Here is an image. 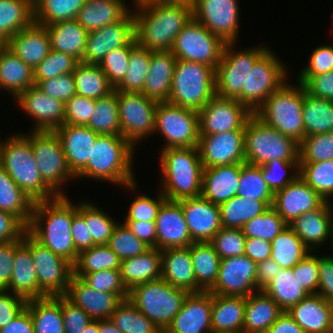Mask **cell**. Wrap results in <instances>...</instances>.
<instances>
[{
	"label": "cell",
	"mask_w": 333,
	"mask_h": 333,
	"mask_svg": "<svg viewBox=\"0 0 333 333\" xmlns=\"http://www.w3.org/2000/svg\"><path fill=\"white\" fill-rule=\"evenodd\" d=\"M73 203L68 196L34 203L33 213L27 232L40 244L49 248L72 265L77 261L72 235Z\"/></svg>",
	"instance_id": "6da1fadb"
},
{
	"label": "cell",
	"mask_w": 333,
	"mask_h": 333,
	"mask_svg": "<svg viewBox=\"0 0 333 333\" xmlns=\"http://www.w3.org/2000/svg\"><path fill=\"white\" fill-rule=\"evenodd\" d=\"M135 149L122 135H99L86 167L76 178L106 181L136 191L137 182L132 169Z\"/></svg>",
	"instance_id": "7a4b0ae2"
},
{
	"label": "cell",
	"mask_w": 333,
	"mask_h": 333,
	"mask_svg": "<svg viewBox=\"0 0 333 333\" xmlns=\"http://www.w3.org/2000/svg\"><path fill=\"white\" fill-rule=\"evenodd\" d=\"M137 42L149 51H171L178 33L193 17L192 5L168 2L133 11Z\"/></svg>",
	"instance_id": "3957f363"
},
{
	"label": "cell",
	"mask_w": 333,
	"mask_h": 333,
	"mask_svg": "<svg viewBox=\"0 0 333 333\" xmlns=\"http://www.w3.org/2000/svg\"><path fill=\"white\" fill-rule=\"evenodd\" d=\"M162 186L170 201L201 196L203 164L198 147L166 148L160 152Z\"/></svg>",
	"instance_id": "277c9868"
},
{
	"label": "cell",
	"mask_w": 333,
	"mask_h": 333,
	"mask_svg": "<svg viewBox=\"0 0 333 333\" xmlns=\"http://www.w3.org/2000/svg\"><path fill=\"white\" fill-rule=\"evenodd\" d=\"M29 132L21 135L14 133L3 140L0 165L34 202L53 199L57 195L40 176L32 152L31 131Z\"/></svg>",
	"instance_id": "5b68a950"
},
{
	"label": "cell",
	"mask_w": 333,
	"mask_h": 333,
	"mask_svg": "<svg viewBox=\"0 0 333 333\" xmlns=\"http://www.w3.org/2000/svg\"><path fill=\"white\" fill-rule=\"evenodd\" d=\"M303 102V84L298 82L294 86L286 81L265 100L255 115L299 144L305 137Z\"/></svg>",
	"instance_id": "8992f818"
},
{
	"label": "cell",
	"mask_w": 333,
	"mask_h": 333,
	"mask_svg": "<svg viewBox=\"0 0 333 333\" xmlns=\"http://www.w3.org/2000/svg\"><path fill=\"white\" fill-rule=\"evenodd\" d=\"M215 95V70L212 67L176 60L168 103L200 111Z\"/></svg>",
	"instance_id": "52a82bcc"
},
{
	"label": "cell",
	"mask_w": 333,
	"mask_h": 333,
	"mask_svg": "<svg viewBox=\"0 0 333 333\" xmlns=\"http://www.w3.org/2000/svg\"><path fill=\"white\" fill-rule=\"evenodd\" d=\"M188 294L161 278L133 287L128 291V299L164 333Z\"/></svg>",
	"instance_id": "ba28073f"
},
{
	"label": "cell",
	"mask_w": 333,
	"mask_h": 333,
	"mask_svg": "<svg viewBox=\"0 0 333 333\" xmlns=\"http://www.w3.org/2000/svg\"><path fill=\"white\" fill-rule=\"evenodd\" d=\"M245 162L261 166L272 160L299 161V144L255 114L245 124Z\"/></svg>",
	"instance_id": "9c48e42d"
},
{
	"label": "cell",
	"mask_w": 333,
	"mask_h": 333,
	"mask_svg": "<svg viewBox=\"0 0 333 333\" xmlns=\"http://www.w3.org/2000/svg\"><path fill=\"white\" fill-rule=\"evenodd\" d=\"M236 43H226L221 61L215 70L216 95L222 98L237 99L242 104V86L255 62L269 49L257 45L234 50Z\"/></svg>",
	"instance_id": "30bf717a"
},
{
	"label": "cell",
	"mask_w": 333,
	"mask_h": 333,
	"mask_svg": "<svg viewBox=\"0 0 333 333\" xmlns=\"http://www.w3.org/2000/svg\"><path fill=\"white\" fill-rule=\"evenodd\" d=\"M31 146L43 182L57 196H66L62 186L76 177L68 167L60 138L54 131H31Z\"/></svg>",
	"instance_id": "8fae6325"
},
{
	"label": "cell",
	"mask_w": 333,
	"mask_h": 333,
	"mask_svg": "<svg viewBox=\"0 0 333 333\" xmlns=\"http://www.w3.org/2000/svg\"><path fill=\"white\" fill-rule=\"evenodd\" d=\"M269 48L253 65L242 86V104L252 113L278 90L288 78V69Z\"/></svg>",
	"instance_id": "7c38bea8"
},
{
	"label": "cell",
	"mask_w": 333,
	"mask_h": 333,
	"mask_svg": "<svg viewBox=\"0 0 333 333\" xmlns=\"http://www.w3.org/2000/svg\"><path fill=\"white\" fill-rule=\"evenodd\" d=\"M154 133H161L166 141L162 149L198 147V111L171 103H158Z\"/></svg>",
	"instance_id": "4fadbf2b"
},
{
	"label": "cell",
	"mask_w": 333,
	"mask_h": 333,
	"mask_svg": "<svg viewBox=\"0 0 333 333\" xmlns=\"http://www.w3.org/2000/svg\"><path fill=\"white\" fill-rule=\"evenodd\" d=\"M224 46L219 37L192 17L178 33L171 52L177 60L203 63L216 70Z\"/></svg>",
	"instance_id": "5bb4252c"
},
{
	"label": "cell",
	"mask_w": 333,
	"mask_h": 333,
	"mask_svg": "<svg viewBox=\"0 0 333 333\" xmlns=\"http://www.w3.org/2000/svg\"><path fill=\"white\" fill-rule=\"evenodd\" d=\"M121 135L134 147L154 135L158 103L140 92L117 90ZM143 138V139H142Z\"/></svg>",
	"instance_id": "9a60e30c"
},
{
	"label": "cell",
	"mask_w": 333,
	"mask_h": 333,
	"mask_svg": "<svg viewBox=\"0 0 333 333\" xmlns=\"http://www.w3.org/2000/svg\"><path fill=\"white\" fill-rule=\"evenodd\" d=\"M239 2L237 0H193V18L225 44L239 38Z\"/></svg>",
	"instance_id": "2e32d148"
},
{
	"label": "cell",
	"mask_w": 333,
	"mask_h": 333,
	"mask_svg": "<svg viewBox=\"0 0 333 333\" xmlns=\"http://www.w3.org/2000/svg\"><path fill=\"white\" fill-rule=\"evenodd\" d=\"M30 252L39 288L47 296L65 295L73 275V265L63 257L54 254L31 235Z\"/></svg>",
	"instance_id": "e0dca14e"
},
{
	"label": "cell",
	"mask_w": 333,
	"mask_h": 333,
	"mask_svg": "<svg viewBox=\"0 0 333 333\" xmlns=\"http://www.w3.org/2000/svg\"><path fill=\"white\" fill-rule=\"evenodd\" d=\"M136 43L135 18L131 10L123 19L88 33L81 62L98 65L111 50Z\"/></svg>",
	"instance_id": "ac0fdd59"
},
{
	"label": "cell",
	"mask_w": 333,
	"mask_h": 333,
	"mask_svg": "<svg viewBox=\"0 0 333 333\" xmlns=\"http://www.w3.org/2000/svg\"><path fill=\"white\" fill-rule=\"evenodd\" d=\"M252 113L237 99L215 95L200 111L199 134L209 135L232 130H245Z\"/></svg>",
	"instance_id": "d6986e66"
},
{
	"label": "cell",
	"mask_w": 333,
	"mask_h": 333,
	"mask_svg": "<svg viewBox=\"0 0 333 333\" xmlns=\"http://www.w3.org/2000/svg\"><path fill=\"white\" fill-rule=\"evenodd\" d=\"M256 275L257 263L245 254L221 259L218 278L209 292L246 298L258 291Z\"/></svg>",
	"instance_id": "ffe728a7"
},
{
	"label": "cell",
	"mask_w": 333,
	"mask_h": 333,
	"mask_svg": "<svg viewBox=\"0 0 333 333\" xmlns=\"http://www.w3.org/2000/svg\"><path fill=\"white\" fill-rule=\"evenodd\" d=\"M245 130L200 135L198 149L204 168L245 162Z\"/></svg>",
	"instance_id": "44dd1931"
},
{
	"label": "cell",
	"mask_w": 333,
	"mask_h": 333,
	"mask_svg": "<svg viewBox=\"0 0 333 333\" xmlns=\"http://www.w3.org/2000/svg\"><path fill=\"white\" fill-rule=\"evenodd\" d=\"M15 101L35 121L31 131H55L64 124L65 103L46 95L36 85L22 92Z\"/></svg>",
	"instance_id": "7402d4cb"
},
{
	"label": "cell",
	"mask_w": 333,
	"mask_h": 333,
	"mask_svg": "<svg viewBox=\"0 0 333 333\" xmlns=\"http://www.w3.org/2000/svg\"><path fill=\"white\" fill-rule=\"evenodd\" d=\"M177 202L181 205L193 242H210L222 228L219 205L202 196Z\"/></svg>",
	"instance_id": "603a6c76"
},
{
	"label": "cell",
	"mask_w": 333,
	"mask_h": 333,
	"mask_svg": "<svg viewBox=\"0 0 333 333\" xmlns=\"http://www.w3.org/2000/svg\"><path fill=\"white\" fill-rule=\"evenodd\" d=\"M212 300L213 294L209 291L189 293L164 333H213Z\"/></svg>",
	"instance_id": "cb8c5ba5"
},
{
	"label": "cell",
	"mask_w": 333,
	"mask_h": 333,
	"mask_svg": "<svg viewBox=\"0 0 333 333\" xmlns=\"http://www.w3.org/2000/svg\"><path fill=\"white\" fill-rule=\"evenodd\" d=\"M325 200L300 176L274 194L272 207L289 225L304 213L319 208Z\"/></svg>",
	"instance_id": "d4e9b609"
},
{
	"label": "cell",
	"mask_w": 333,
	"mask_h": 333,
	"mask_svg": "<svg viewBox=\"0 0 333 333\" xmlns=\"http://www.w3.org/2000/svg\"><path fill=\"white\" fill-rule=\"evenodd\" d=\"M5 290L21 296L25 300L47 297L38 285L30 252V234L27 231L19 240H15L12 276L9 286Z\"/></svg>",
	"instance_id": "484cf974"
},
{
	"label": "cell",
	"mask_w": 333,
	"mask_h": 333,
	"mask_svg": "<svg viewBox=\"0 0 333 333\" xmlns=\"http://www.w3.org/2000/svg\"><path fill=\"white\" fill-rule=\"evenodd\" d=\"M157 249L189 247L193 241L181 205L165 200L155 220Z\"/></svg>",
	"instance_id": "4316f807"
},
{
	"label": "cell",
	"mask_w": 333,
	"mask_h": 333,
	"mask_svg": "<svg viewBox=\"0 0 333 333\" xmlns=\"http://www.w3.org/2000/svg\"><path fill=\"white\" fill-rule=\"evenodd\" d=\"M65 296L82 308L94 321L108 320L123 301L117 294L97 291L75 275L71 276Z\"/></svg>",
	"instance_id": "83f0119b"
},
{
	"label": "cell",
	"mask_w": 333,
	"mask_h": 333,
	"mask_svg": "<svg viewBox=\"0 0 333 333\" xmlns=\"http://www.w3.org/2000/svg\"><path fill=\"white\" fill-rule=\"evenodd\" d=\"M60 138L68 167L76 177L87 165L99 136L87 126L63 124L55 131Z\"/></svg>",
	"instance_id": "f1b7e54d"
},
{
	"label": "cell",
	"mask_w": 333,
	"mask_h": 333,
	"mask_svg": "<svg viewBox=\"0 0 333 333\" xmlns=\"http://www.w3.org/2000/svg\"><path fill=\"white\" fill-rule=\"evenodd\" d=\"M6 46L33 70L51 51L50 36L46 26L33 22L15 33Z\"/></svg>",
	"instance_id": "f546056e"
},
{
	"label": "cell",
	"mask_w": 333,
	"mask_h": 333,
	"mask_svg": "<svg viewBox=\"0 0 333 333\" xmlns=\"http://www.w3.org/2000/svg\"><path fill=\"white\" fill-rule=\"evenodd\" d=\"M305 333H333V306L321 295H308L287 311Z\"/></svg>",
	"instance_id": "4dcf8cb0"
},
{
	"label": "cell",
	"mask_w": 333,
	"mask_h": 333,
	"mask_svg": "<svg viewBox=\"0 0 333 333\" xmlns=\"http://www.w3.org/2000/svg\"><path fill=\"white\" fill-rule=\"evenodd\" d=\"M241 176V163L203 169L201 196L216 205L236 196Z\"/></svg>",
	"instance_id": "1f68e13d"
},
{
	"label": "cell",
	"mask_w": 333,
	"mask_h": 333,
	"mask_svg": "<svg viewBox=\"0 0 333 333\" xmlns=\"http://www.w3.org/2000/svg\"><path fill=\"white\" fill-rule=\"evenodd\" d=\"M330 202L325 201L319 208L302 214L288 225L311 252L317 253L320 246L329 240L333 217V205Z\"/></svg>",
	"instance_id": "d6a6232c"
},
{
	"label": "cell",
	"mask_w": 333,
	"mask_h": 333,
	"mask_svg": "<svg viewBox=\"0 0 333 333\" xmlns=\"http://www.w3.org/2000/svg\"><path fill=\"white\" fill-rule=\"evenodd\" d=\"M176 57L171 51H151L143 93L156 103H168Z\"/></svg>",
	"instance_id": "836d02e7"
},
{
	"label": "cell",
	"mask_w": 333,
	"mask_h": 333,
	"mask_svg": "<svg viewBox=\"0 0 333 333\" xmlns=\"http://www.w3.org/2000/svg\"><path fill=\"white\" fill-rule=\"evenodd\" d=\"M161 250L150 248L141 255L121 261L120 274L123 285L129 291L133 287L162 278Z\"/></svg>",
	"instance_id": "e575fe53"
},
{
	"label": "cell",
	"mask_w": 333,
	"mask_h": 333,
	"mask_svg": "<svg viewBox=\"0 0 333 333\" xmlns=\"http://www.w3.org/2000/svg\"><path fill=\"white\" fill-rule=\"evenodd\" d=\"M162 279L170 285L196 293V279L193 272L190 248L161 250Z\"/></svg>",
	"instance_id": "d590c367"
},
{
	"label": "cell",
	"mask_w": 333,
	"mask_h": 333,
	"mask_svg": "<svg viewBox=\"0 0 333 333\" xmlns=\"http://www.w3.org/2000/svg\"><path fill=\"white\" fill-rule=\"evenodd\" d=\"M244 318L245 297L213 294V333H243Z\"/></svg>",
	"instance_id": "8d00e7d4"
},
{
	"label": "cell",
	"mask_w": 333,
	"mask_h": 333,
	"mask_svg": "<svg viewBox=\"0 0 333 333\" xmlns=\"http://www.w3.org/2000/svg\"><path fill=\"white\" fill-rule=\"evenodd\" d=\"M125 0H86L76 20L87 31L101 29L123 19L132 9Z\"/></svg>",
	"instance_id": "74e56055"
},
{
	"label": "cell",
	"mask_w": 333,
	"mask_h": 333,
	"mask_svg": "<svg viewBox=\"0 0 333 333\" xmlns=\"http://www.w3.org/2000/svg\"><path fill=\"white\" fill-rule=\"evenodd\" d=\"M35 85L34 70L25 64L6 45L0 50V89L9 92L14 100Z\"/></svg>",
	"instance_id": "f35d334b"
},
{
	"label": "cell",
	"mask_w": 333,
	"mask_h": 333,
	"mask_svg": "<svg viewBox=\"0 0 333 333\" xmlns=\"http://www.w3.org/2000/svg\"><path fill=\"white\" fill-rule=\"evenodd\" d=\"M284 311L262 290L245 298L243 333H265Z\"/></svg>",
	"instance_id": "ab89813d"
},
{
	"label": "cell",
	"mask_w": 333,
	"mask_h": 333,
	"mask_svg": "<svg viewBox=\"0 0 333 333\" xmlns=\"http://www.w3.org/2000/svg\"><path fill=\"white\" fill-rule=\"evenodd\" d=\"M51 49L75 57L81 62L88 33L76 19L46 25Z\"/></svg>",
	"instance_id": "60d3db41"
},
{
	"label": "cell",
	"mask_w": 333,
	"mask_h": 333,
	"mask_svg": "<svg viewBox=\"0 0 333 333\" xmlns=\"http://www.w3.org/2000/svg\"><path fill=\"white\" fill-rule=\"evenodd\" d=\"M189 248L196 293L209 291L218 278L221 259L210 242H193Z\"/></svg>",
	"instance_id": "b9f144b4"
},
{
	"label": "cell",
	"mask_w": 333,
	"mask_h": 333,
	"mask_svg": "<svg viewBox=\"0 0 333 333\" xmlns=\"http://www.w3.org/2000/svg\"><path fill=\"white\" fill-rule=\"evenodd\" d=\"M25 308L32 317L34 333H65L61 295L27 300Z\"/></svg>",
	"instance_id": "7bdbcfd3"
},
{
	"label": "cell",
	"mask_w": 333,
	"mask_h": 333,
	"mask_svg": "<svg viewBox=\"0 0 333 333\" xmlns=\"http://www.w3.org/2000/svg\"><path fill=\"white\" fill-rule=\"evenodd\" d=\"M34 203L0 165V210L14 215L27 228Z\"/></svg>",
	"instance_id": "ee69618b"
},
{
	"label": "cell",
	"mask_w": 333,
	"mask_h": 333,
	"mask_svg": "<svg viewBox=\"0 0 333 333\" xmlns=\"http://www.w3.org/2000/svg\"><path fill=\"white\" fill-rule=\"evenodd\" d=\"M273 201H261L234 196L220 205L222 228L242 229L251 219L261 215Z\"/></svg>",
	"instance_id": "f6af8a7d"
},
{
	"label": "cell",
	"mask_w": 333,
	"mask_h": 333,
	"mask_svg": "<svg viewBox=\"0 0 333 333\" xmlns=\"http://www.w3.org/2000/svg\"><path fill=\"white\" fill-rule=\"evenodd\" d=\"M262 291L271 297L283 311H288L309 295L301 287L292 268H281Z\"/></svg>",
	"instance_id": "bcb514c9"
},
{
	"label": "cell",
	"mask_w": 333,
	"mask_h": 333,
	"mask_svg": "<svg viewBox=\"0 0 333 333\" xmlns=\"http://www.w3.org/2000/svg\"><path fill=\"white\" fill-rule=\"evenodd\" d=\"M34 22L33 0H0V39L5 43Z\"/></svg>",
	"instance_id": "7dc6e473"
},
{
	"label": "cell",
	"mask_w": 333,
	"mask_h": 333,
	"mask_svg": "<svg viewBox=\"0 0 333 333\" xmlns=\"http://www.w3.org/2000/svg\"><path fill=\"white\" fill-rule=\"evenodd\" d=\"M303 123L305 136L333 131V100L317 98L304 88Z\"/></svg>",
	"instance_id": "c3c4849f"
},
{
	"label": "cell",
	"mask_w": 333,
	"mask_h": 333,
	"mask_svg": "<svg viewBox=\"0 0 333 333\" xmlns=\"http://www.w3.org/2000/svg\"><path fill=\"white\" fill-rule=\"evenodd\" d=\"M72 74L78 95L96 100L114 91L107 76L96 64L79 62Z\"/></svg>",
	"instance_id": "681fc988"
},
{
	"label": "cell",
	"mask_w": 333,
	"mask_h": 333,
	"mask_svg": "<svg viewBox=\"0 0 333 333\" xmlns=\"http://www.w3.org/2000/svg\"><path fill=\"white\" fill-rule=\"evenodd\" d=\"M310 252V249L289 226L271 241L270 257L281 268H293Z\"/></svg>",
	"instance_id": "f907efd6"
},
{
	"label": "cell",
	"mask_w": 333,
	"mask_h": 333,
	"mask_svg": "<svg viewBox=\"0 0 333 333\" xmlns=\"http://www.w3.org/2000/svg\"><path fill=\"white\" fill-rule=\"evenodd\" d=\"M86 126L98 135H121L117 90L96 99L93 114Z\"/></svg>",
	"instance_id": "816d5d0a"
},
{
	"label": "cell",
	"mask_w": 333,
	"mask_h": 333,
	"mask_svg": "<svg viewBox=\"0 0 333 333\" xmlns=\"http://www.w3.org/2000/svg\"><path fill=\"white\" fill-rule=\"evenodd\" d=\"M86 0H33L34 22L50 25L76 19Z\"/></svg>",
	"instance_id": "f5cc1de1"
},
{
	"label": "cell",
	"mask_w": 333,
	"mask_h": 333,
	"mask_svg": "<svg viewBox=\"0 0 333 333\" xmlns=\"http://www.w3.org/2000/svg\"><path fill=\"white\" fill-rule=\"evenodd\" d=\"M151 51L138 42L131 48L129 66L123 80L114 88L125 92H142L148 69Z\"/></svg>",
	"instance_id": "db71d44e"
},
{
	"label": "cell",
	"mask_w": 333,
	"mask_h": 333,
	"mask_svg": "<svg viewBox=\"0 0 333 333\" xmlns=\"http://www.w3.org/2000/svg\"><path fill=\"white\" fill-rule=\"evenodd\" d=\"M121 260L108 245H95L81 251L73 265V274H89L106 269H120Z\"/></svg>",
	"instance_id": "11a10c76"
},
{
	"label": "cell",
	"mask_w": 333,
	"mask_h": 333,
	"mask_svg": "<svg viewBox=\"0 0 333 333\" xmlns=\"http://www.w3.org/2000/svg\"><path fill=\"white\" fill-rule=\"evenodd\" d=\"M110 320L123 333H162L129 299L123 300L116 307Z\"/></svg>",
	"instance_id": "9f6ffc18"
},
{
	"label": "cell",
	"mask_w": 333,
	"mask_h": 333,
	"mask_svg": "<svg viewBox=\"0 0 333 333\" xmlns=\"http://www.w3.org/2000/svg\"><path fill=\"white\" fill-rule=\"evenodd\" d=\"M300 177L325 201L333 198V159L314 162L300 163Z\"/></svg>",
	"instance_id": "6f0895ef"
},
{
	"label": "cell",
	"mask_w": 333,
	"mask_h": 333,
	"mask_svg": "<svg viewBox=\"0 0 333 333\" xmlns=\"http://www.w3.org/2000/svg\"><path fill=\"white\" fill-rule=\"evenodd\" d=\"M236 196L261 201L274 200V194L264 181L260 166L241 163V176Z\"/></svg>",
	"instance_id": "680465c9"
},
{
	"label": "cell",
	"mask_w": 333,
	"mask_h": 333,
	"mask_svg": "<svg viewBox=\"0 0 333 333\" xmlns=\"http://www.w3.org/2000/svg\"><path fill=\"white\" fill-rule=\"evenodd\" d=\"M286 227L288 224L271 206L264 213L247 222L242 231L246 238H258L271 242Z\"/></svg>",
	"instance_id": "91938a15"
},
{
	"label": "cell",
	"mask_w": 333,
	"mask_h": 333,
	"mask_svg": "<svg viewBox=\"0 0 333 333\" xmlns=\"http://www.w3.org/2000/svg\"><path fill=\"white\" fill-rule=\"evenodd\" d=\"M260 167L263 179L273 194L286 187L300 175L299 161L275 159ZM290 170L291 173H289Z\"/></svg>",
	"instance_id": "94428289"
},
{
	"label": "cell",
	"mask_w": 333,
	"mask_h": 333,
	"mask_svg": "<svg viewBox=\"0 0 333 333\" xmlns=\"http://www.w3.org/2000/svg\"><path fill=\"white\" fill-rule=\"evenodd\" d=\"M299 162L314 163L333 159V131L305 136L299 143Z\"/></svg>",
	"instance_id": "6125c7cd"
},
{
	"label": "cell",
	"mask_w": 333,
	"mask_h": 333,
	"mask_svg": "<svg viewBox=\"0 0 333 333\" xmlns=\"http://www.w3.org/2000/svg\"><path fill=\"white\" fill-rule=\"evenodd\" d=\"M122 261L143 254L151 247L135 236L124 223L115 226L107 244Z\"/></svg>",
	"instance_id": "be15d7a7"
},
{
	"label": "cell",
	"mask_w": 333,
	"mask_h": 333,
	"mask_svg": "<svg viewBox=\"0 0 333 333\" xmlns=\"http://www.w3.org/2000/svg\"><path fill=\"white\" fill-rule=\"evenodd\" d=\"M94 204L85 201V223L93 242L96 245H107L118 222Z\"/></svg>",
	"instance_id": "e7e4bbea"
},
{
	"label": "cell",
	"mask_w": 333,
	"mask_h": 333,
	"mask_svg": "<svg viewBox=\"0 0 333 333\" xmlns=\"http://www.w3.org/2000/svg\"><path fill=\"white\" fill-rule=\"evenodd\" d=\"M79 61L68 54L51 49L46 58L34 69V83L73 73Z\"/></svg>",
	"instance_id": "03108f58"
},
{
	"label": "cell",
	"mask_w": 333,
	"mask_h": 333,
	"mask_svg": "<svg viewBox=\"0 0 333 333\" xmlns=\"http://www.w3.org/2000/svg\"><path fill=\"white\" fill-rule=\"evenodd\" d=\"M81 278L91 288L117 294L122 300L128 299V290L121 280L120 269H106L89 274H73Z\"/></svg>",
	"instance_id": "003e7915"
},
{
	"label": "cell",
	"mask_w": 333,
	"mask_h": 333,
	"mask_svg": "<svg viewBox=\"0 0 333 333\" xmlns=\"http://www.w3.org/2000/svg\"><path fill=\"white\" fill-rule=\"evenodd\" d=\"M133 46L125 45L111 50L98 64L114 88L123 80L127 72L130 51Z\"/></svg>",
	"instance_id": "a7ac6f4b"
},
{
	"label": "cell",
	"mask_w": 333,
	"mask_h": 333,
	"mask_svg": "<svg viewBox=\"0 0 333 333\" xmlns=\"http://www.w3.org/2000/svg\"><path fill=\"white\" fill-rule=\"evenodd\" d=\"M246 237L242 229L221 228L210 243L220 259L244 255Z\"/></svg>",
	"instance_id": "89a4df30"
},
{
	"label": "cell",
	"mask_w": 333,
	"mask_h": 333,
	"mask_svg": "<svg viewBox=\"0 0 333 333\" xmlns=\"http://www.w3.org/2000/svg\"><path fill=\"white\" fill-rule=\"evenodd\" d=\"M156 199L146 194L137 195L131 202L125 221H149L155 222L157 213L166 197L159 190Z\"/></svg>",
	"instance_id": "2644e50d"
},
{
	"label": "cell",
	"mask_w": 333,
	"mask_h": 333,
	"mask_svg": "<svg viewBox=\"0 0 333 333\" xmlns=\"http://www.w3.org/2000/svg\"><path fill=\"white\" fill-rule=\"evenodd\" d=\"M95 105L96 100L75 94L65 103L64 124L86 126Z\"/></svg>",
	"instance_id": "8c879c8a"
},
{
	"label": "cell",
	"mask_w": 333,
	"mask_h": 333,
	"mask_svg": "<svg viewBox=\"0 0 333 333\" xmlns=\"http://www.w3.org/2000/svg\"><path fill=\"white\" fill-rule=\"evenodd\" d=\"M310 252L292 269L301 287L309 294L315 295L318 291L319 273L318 257Z\"/></svg>",
	"instance_id": "753ad0ef"
},
{
	"label": "cell",
	"mask_w": 333,
	"mask_h": 333,
	"mask_svg": "<svg viewBox=\"0 0 333 333\" xmlns=\"http://www.w3.org/2000/svg\"><path fill=\"white\" fill-rule=\"evenodd\" d=\"M46 95L66 103L76 94L75 79L72 73L40 81L36 85Z\"/></svg>",
	"instance_id": "34e18365"
},
{
	"label": "cell",
	"mask_w": 333,
	"mask_h": 333,
	"mask_svg": "<svg viewBox=\"0 0 333 333\" xmlns=\"http://www.w3.org/2000/svg\"><path fill=\"white\" fill-rule=\"evenodd\" d=\"M61 310L65 333H82L93 319L79 306L61 295Z\"/></svg>",
	"instance_id": "11e5206c"
},
{
	"label": "cell",
	"mask_w": 333,
	"mask_h": 333,
	"mask_svg": "<svg viewBox=\"0 0 333 333\" xmlns=\"http://www.w3.org/2000/svg\"><path fill=\"white\" fill-rule=\"evenodd\" d=\"M71 229L72 239L78 253L96 245L85 223V201L79 202L78 204L73 203V222Z\"/></svg>",
	"instance_id": "2a66077c"
},
{
	"label": "cell",
	"mask_w": 333,
	"mask_h": 333,
	"mask_svg": "<svg viewBox=\"0 0 333 333\" xmlns=\"http://www.w3.org/2000/svg\"><path fill=\"white\" fill-rule=\"evenodd\" d=\"M308 64L297 76H315L333 70V45H320L309 56Z\"/></svg>",
	"instance_id": "b9fcfbb0"
},
{
	"label": "cell",
	"mask_w": 333,
	"mask_h": 333,
	"mask_svg": "<svg viewBox=\"0 0 333 333\" xmlns=\"http://www.w3.org/2000/svg\"><path fill=\"white\" fill-rule=\"evenodd\" d=\"M297 82L303 84L310 95L326 100H333V70L315 76H298Z\"/></svg>",
	"instance_id": "09005b40"
},
{
	"label": "cell",
	"mask_w": 333,
	"mask_h": 333,
	"mask_svg": "<svg viewBox=\"0 0 333 333\" xmlns=\"http://www.w3.org/2000/svg\"><path fill=\"white\" fill-rule=\"evenodd\" d=\"M27 300L5 289H0V329L11 322L25 307Z\"/></svg>",
	"instance_id": "979ff035"
},
{
	"label": "cell",
	"mask_w": 333,
	"mask_h": 333,
	"mask_svg": "<svg viewBox=\"0 0 333 333\" xmlns=\"http://www.w3.org/2000/svg\"><path fill=\"white\" fill-rule=\"evenodd\" d=\"M319 284L317 294L333 306V256L318 255Z\"/></svg>",
	"instance_id": "deb4b68c"
},
{
	"label": "cell",
	"mask_w": 333,
	"mask_h": 333,
	"mask_svg": "<svg viewBox=\"0 0 333 333\" xmlns=\"http://www.w3.org/2000/svg\"><path fill=\"white\" fill-rule=\"evenodd\" d=\"M26 230L14 215L0 210V243L19 240Z\"/></svg>",
	"instance_id": "67dfc351"
},
{
	"label": "cell",
	"mask_w": 333,
	"mask_h": 333,
	"mask_svg": "<svg viewBox=\"0 0 333 333\" xmlns=\"http://www.w3.org/2000/svg\"><path fill=\"white\" fill-rule=\"evenodd\" d=\"M15 240L0 243V289H6L12 276Z\"/></svg>",
	"instance_id": "b62a3aed"
},
{
	"label": "cell",
	"mask_w": 333,
	"mask_h": 333,
	"mask_svg": "<svg viewBox=\"0 0 333 333\" xmlns=\"http://www.w3.org/2000/svg\"><path fill=\"white\" fill-rule=\"evenodd\" d=\"M137 238L145 242L151 248H157V235L155 222L149 221H124Z\"/></svg>",
	"instance_id": "603ad722"
},
{
	"label": "cell",
	"mask_w": 333,
	"mask_h": 333,
	"mask_svg": "<svg viewBox=\"0 0 333 333\" xmlns=\"http://www.w3.org/2000/svg\"><path fill=\"white\" fill-rule=\"evenodd\" d=\"M244 254L256 263L271 256V242L258 238H246Z\"/></svg>",
	"instance_id": "5803f987"
}]
</instances>
